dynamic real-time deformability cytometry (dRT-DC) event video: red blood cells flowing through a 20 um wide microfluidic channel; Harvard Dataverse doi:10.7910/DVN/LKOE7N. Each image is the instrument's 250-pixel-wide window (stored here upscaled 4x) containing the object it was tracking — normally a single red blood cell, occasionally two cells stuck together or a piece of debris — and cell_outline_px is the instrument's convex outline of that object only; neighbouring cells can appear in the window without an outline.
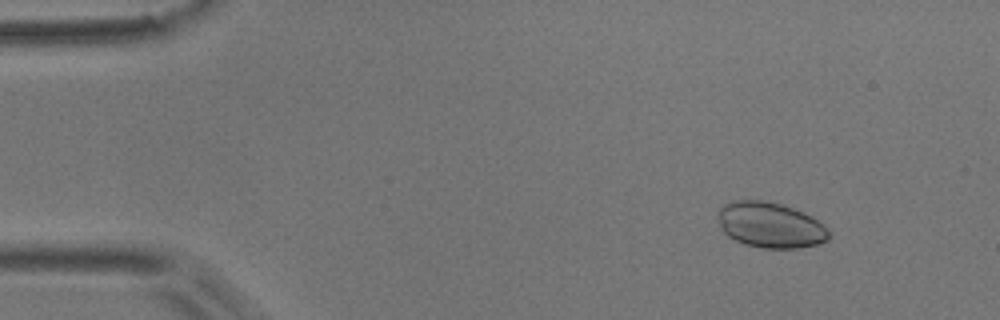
{"species": "common noctule bat (a hibernating species)", "species_latin": "Nyctalus noctula", "temperature_condition": "room temperature", "stored_images_in_passage": 54, "camera_frame_rate_fps": 3000, "um_per_image_px": 0.085, "animal": {"sex": "male", "body_mass_g": 17.9}, "frame": {"image": 1, "passage_image": 6, "time_ms": 1.667, "image_size_px": [1000, 320], "cell_outline_px": [[832, 236], [828, 240], [816, 244], [796, 248], [764, 248], [744, 244], [728, 236], [720, 228], [716, 212], [724, 204], [732, 200], [764, 200], [784, 204], [804, 212], [812, 216], [824, 224]], "centroid_in_image_um": [65.48, 19.11], "position_along_channel_um": 19.5, "area_um2": 29.88}}
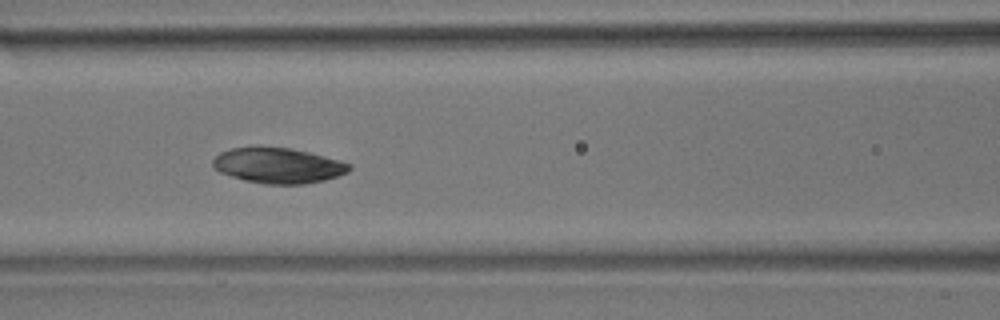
{"frame": {"image": 2, "passage_image": 23, "time_ms": 7.333, "image_size_px": [1000, 320], "cell_outline_px": [[352, 168], [348, 172], [324, 180], [304, 184], [264, 184], [244, 180], [220, 172], [212, 164], [212, 160], [220, 152], [232, 148], [256, 144], [292, 148], [340, 160], [352, 164]], "centroid_in_image_um": [23.62, 14.03], "position_along_channel_um": 143.0, "area_um2": 28.67}}
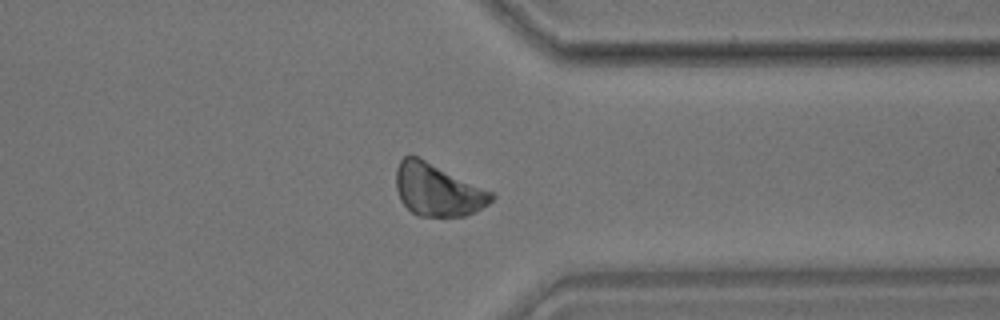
{"frame": {"image": 3, "passage_image": 42, "time_ms": 13.667, "image_size_px": [1000, 320], "cell_outline_px": [[496, 196], [488, 204], [476, 212], [464, 216], [420, 216], [412, 212], [400, 200], [396, 188], [396, 168], [400, 160], [404, 156], [416, 156], [496, 192]], "centroid_in_image_um": [37.24, 16.15], "position_along_channel_um": 374.2, "area_um2": 29.25}}